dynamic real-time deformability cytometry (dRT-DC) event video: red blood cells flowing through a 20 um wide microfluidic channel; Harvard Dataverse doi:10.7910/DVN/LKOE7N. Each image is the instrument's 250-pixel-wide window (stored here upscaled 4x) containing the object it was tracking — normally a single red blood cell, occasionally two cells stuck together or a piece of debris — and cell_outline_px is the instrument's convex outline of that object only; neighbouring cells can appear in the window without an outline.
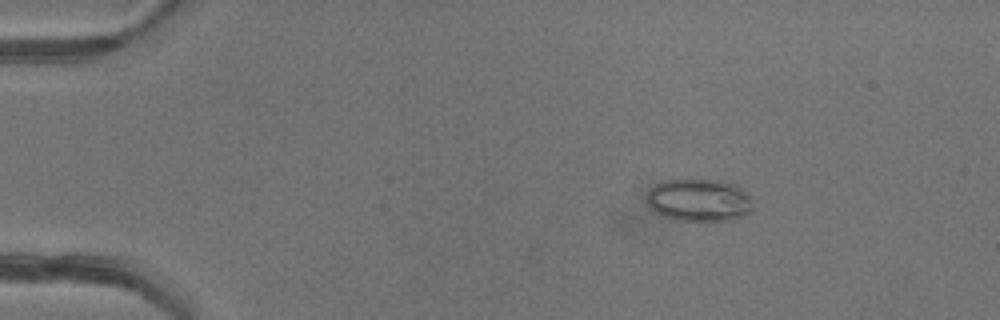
{"species": "common noctule bat (a hibernating species)", "species_latin": "Nyctalus noctula", "temperature_condition": "warm", "stored_images_in_passage": 43, "camera_frame_rate_fps": 3000, "um_per_image_px": 0.085, "animal": {"sex": "female"}, "frame": {"image": 1, "passage_image": 2, "time_ms": 0.333, "image_size_px": [1000, 320], "cell_outline_px": [[752, 212], [744, 216], [728, 220], [680, 220], [664, 216], [656, 212], [648, 204], [648, 192], [656, 184], [664, 180], [720, 180], [736, 184], [752, 200]], "centroid_in_image_um": [59.45, 17.01], "position_along_channel_um": 25.5, "area_um2": 26.01}}
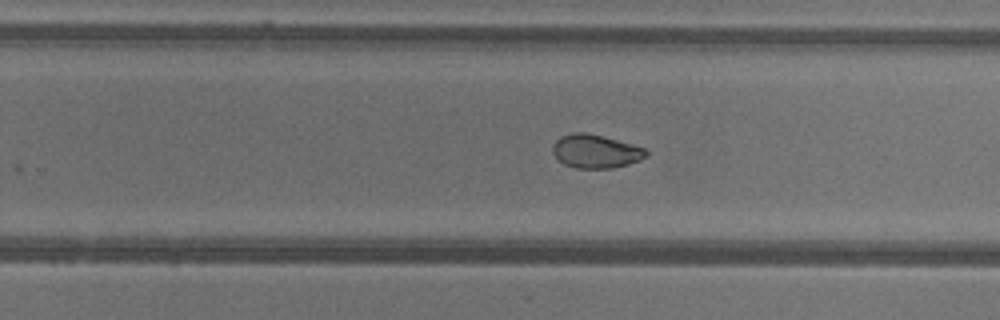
{"frame": {"image": 2, "passage_image": 26, "time_ms": 8.333, "image_size_px": [1000, 320], "cell_outline_px": [[648, 156], [640, 160], [628, 164], [612, 168], [576, 168], [564, 164], [552, 152], [552, 144], [560, 136], [572, 132], [584, 132], [616, 140], [644, 148], [648, 152]], "centroid_in_image_um": [50.6, 12.86], "position_along_channel_um": 279.2, "area_um2": 18.09}}
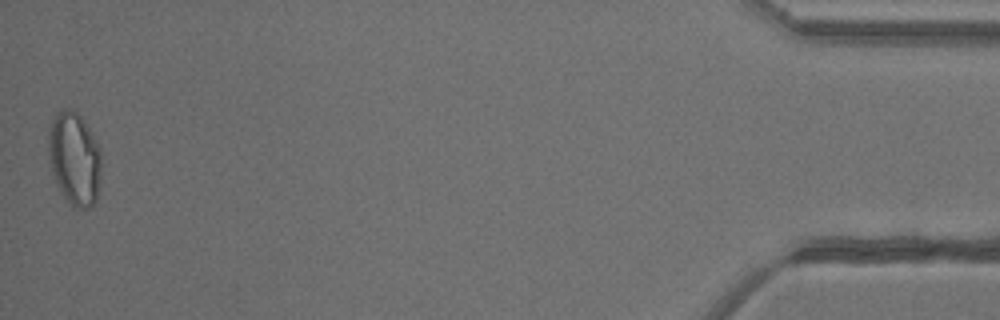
{"frame": {"image": 3, "passage_image": 43, "time_ms": 14.0, "image_size_px": [1000, 320], "cell_outline_px": [[100, 180], [96, 200], [88, 208], [72, 208], [60, 192], [56, 184], [52, 172], [48, 152], [48, 132], [52, 120], [56, 112], [64, 108], [68, 108], [76, 112], [84, 120], [96, 140], [100, 148]], "centroid_in_image_um": [6.31, 13.49], "position_along_channel_um": 428.9, "area_um2": 28.96}, "authors_computed_cell_mechanics": {"area_um2": 20.5768, "velocity_mm_per_s": 4.2598, "shape_relaxation_time_tau1_ms": 7.0014, "shape_relaxation_time_tau2_ms": 1.85, "deformation_change_tau1": 0.187, "deformation_change_tau2": 0.0542}}